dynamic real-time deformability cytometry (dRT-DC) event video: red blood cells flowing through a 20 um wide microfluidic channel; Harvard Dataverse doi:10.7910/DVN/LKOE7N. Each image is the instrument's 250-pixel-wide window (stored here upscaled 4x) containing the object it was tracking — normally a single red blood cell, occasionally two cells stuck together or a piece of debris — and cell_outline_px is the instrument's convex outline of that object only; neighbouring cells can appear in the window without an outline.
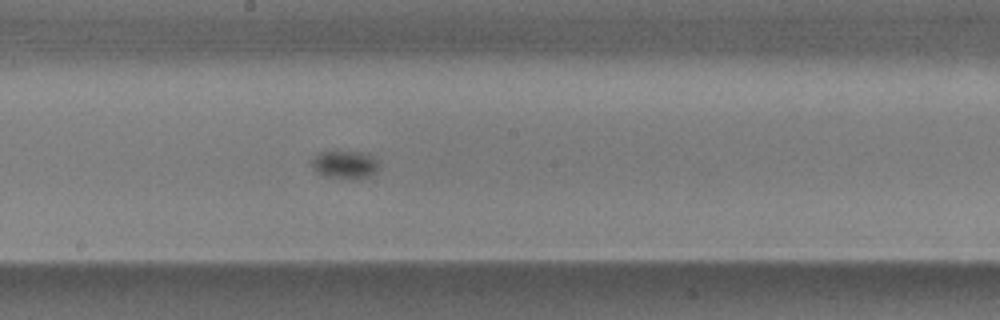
{"species": "common noctule bat (a hibernating species)", "species_latin": "Nyctalus noctula", "temperature_condition": "warm", "stored_images_in_passage": 49, "camera_frame_rate_fps": 3000, "um_per_image_px": 0.085, "animal": {"sex": "male", "body_mass_g": 17.9}, "frame": {"image": 1, "passage_image": 22, "time_ms": 7.0, "image_size_px": [1000, 320], "cell_outline_px": [[376, 168], [368, 176], [356, 180], [348, 180], [324, 176], [316, 172], [312, 168], [308, 160], [320, 152], [328, 148], [360, 152], [372, 156], [376, 160]], "centroid_in_image_um": [29.17, 13.96], "position_along_channel_um": 219.0, "area_um2": 11.56}}
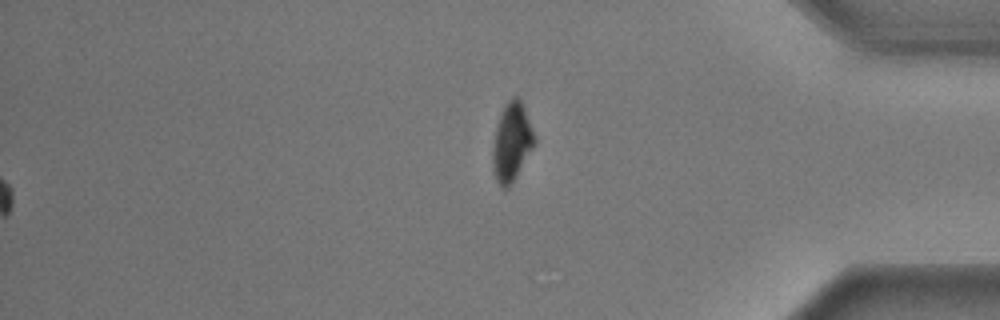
{"frame": {"image": 2, "passage_image": 49, "time_ms": 16.0, "image_size_px": [1000, 320], "cell_outline_px": [[536, 144], [512, 180], [504, 188], [496, 180], [492, 168], [492, 144], [496, 124], [500, 112], [508, 100], [512, 96], [516, 96], [520, 100], [524, 108], [536, 140]], "centroid_in_image_um": [43.47, 12.02], "position_along_channel_um": 391.7, "area_um2": 18.79}}